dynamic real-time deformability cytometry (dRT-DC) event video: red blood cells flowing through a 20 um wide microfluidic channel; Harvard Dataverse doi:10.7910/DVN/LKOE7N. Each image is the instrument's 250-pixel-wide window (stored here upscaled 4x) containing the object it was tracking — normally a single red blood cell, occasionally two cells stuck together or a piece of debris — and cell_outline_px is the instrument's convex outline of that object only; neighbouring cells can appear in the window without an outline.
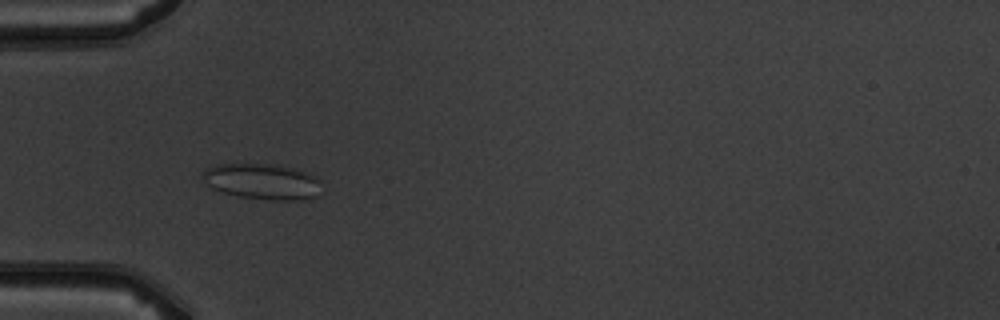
{"species": "common noctule bat (a hibernating species)", "species_latin": "Nyctalus noctula", "temperature_condition": "warm", "stored_images_in_passage": 6, "camera_frame_rate_fps": 3000, "um_per_image_px": 0.085, "animal": {"sex": "male", "body_mass_g": 19.5, "forearm_length_mm": 54.6}, "frame": {"image": 1, "passage_image": 5, "time_ms": 5.667, "image_size_px": [1000, 320], "cell_outline_px": [[320, 196], [304, 200], [272, 200], [240, 196], [224, 192], [212, 188], [200, 176], [212, 164], [276, 164], [292, 168], [304, 172], [320, 180]], "centroid_in_image_um": [22.32, 15.43], "position_along_channel_um": 62.7, "area_um2": 24.74}}
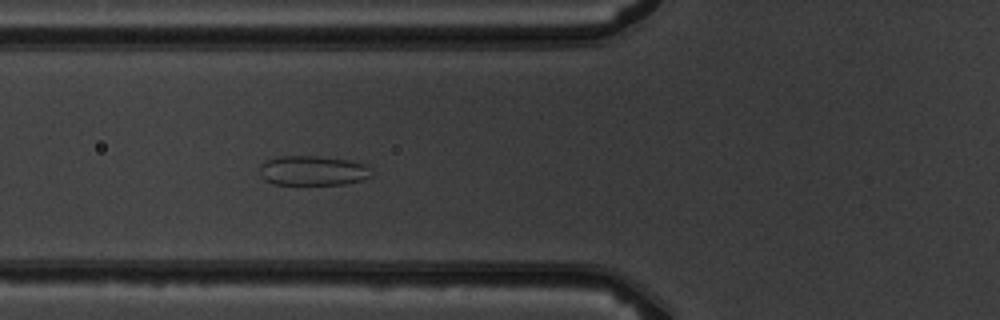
{"frame": {"image": 2, "passage_image": 6, "time_ms": 6.667, "image_size_px": [1000, 320], "cell_outline_px": [[372, 176], [364, 180], [344, 184], [276, 184], [264, 180], [260, 176], [260, 164], [268, 160], [280, 156], [320, 156], [348, 160], [364, 164], [368, 168]], "centroid_in_image_um": [26.58, 14.5], "position_along_channel_um": 99.2, "area_um2": 19.31}}